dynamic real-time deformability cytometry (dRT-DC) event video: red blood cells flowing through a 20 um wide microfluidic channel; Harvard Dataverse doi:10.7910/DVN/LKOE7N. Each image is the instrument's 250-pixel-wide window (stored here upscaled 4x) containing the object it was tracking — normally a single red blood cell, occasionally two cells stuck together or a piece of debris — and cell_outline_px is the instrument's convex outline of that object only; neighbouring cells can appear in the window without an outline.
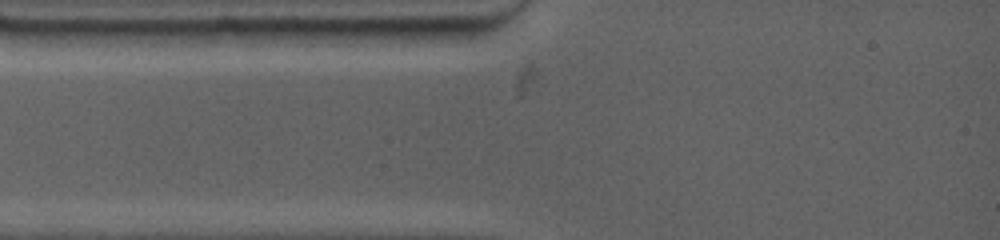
{"species": "common noctule bat (a hibernating species)", "species_latin": "Nyctalus noctula", "temperature_condition": "warm", "stored_images_in_passage": 2, "camera_frame_rate_fps": 4500, "um_per_image_px": 0.085, "animal": {"sex": "female", "body_mass_g": 19.0, "forearm_length_mm": 53.3}, "frame": {"image": 1, "passage_image": 1, "time_ms": 0.0, "image_size_px": [1000, 240], "cell_outline_px": [[248, 28], [240, 40], [236, 44], [204, 48], [112, 44], [96, 32], [184, 28]], "centroid_in_image_um": [15.05, 3.16], "position_along_channel_um": 70.0, "area_um2": 16.76}}